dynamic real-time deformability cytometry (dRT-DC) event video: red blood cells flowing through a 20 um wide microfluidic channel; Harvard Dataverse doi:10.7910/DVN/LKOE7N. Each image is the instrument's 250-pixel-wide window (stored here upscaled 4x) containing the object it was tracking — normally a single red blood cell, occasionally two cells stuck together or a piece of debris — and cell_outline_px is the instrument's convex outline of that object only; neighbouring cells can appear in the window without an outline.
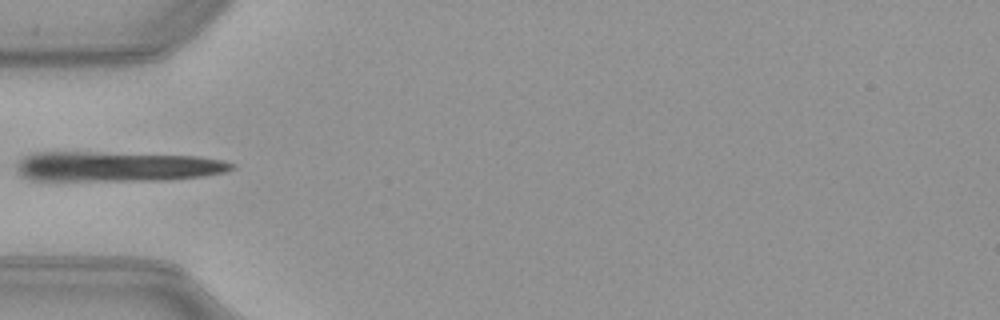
{"species": "common noctule bat (a hibernating species)", "species_latin": "Nyctalus noctula", "temperature_condition": "warm", "stored_images_in_passage": 13, "camera_frame_rate_fps": 3000, "um_per_image_px": 0.085, "animal": {"sex": "female", "body_mass_g": 21.9}, "frame": {"image": 1, "passage_image": 1, "time_ms": 0.0, "image_size_px": [1000, 320], "cell_outline_px": [[236, 168], [228, 172], [204, 176], [168, 180], [28, 180], [20, 176], [12, 168], [24, 156], [36, 152], [92, 152], [196, 156], [224, 160], [236, 164]], "centroid_in_image_um": [9.92, 14.16], "position_along_channel_um": 75.1, "area_um2": 37.97}}